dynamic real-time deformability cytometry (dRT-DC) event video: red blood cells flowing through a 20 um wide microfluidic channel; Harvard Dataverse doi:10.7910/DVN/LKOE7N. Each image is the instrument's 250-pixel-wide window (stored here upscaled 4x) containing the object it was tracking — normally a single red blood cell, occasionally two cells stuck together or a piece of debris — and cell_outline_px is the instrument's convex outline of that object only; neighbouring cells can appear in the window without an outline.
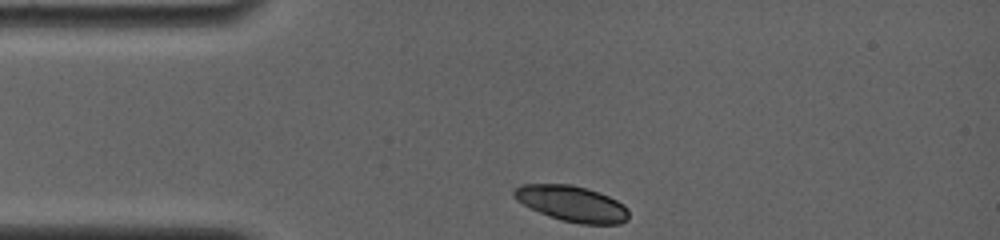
{"species": "common noctule bat (a hibernating species)", "species_latin": "Nyctalus noctula", "temperature_condition": "room temperature", "stored_images_in_passage": 64, "camera_frame_rate_fps": 4000, "um_per_image_px": 0.085, "animal": {"sex": "female", "body_mass_g": 19.0, "forearm_length_mm": 56.7}, "frame": {"image": 1, "passage_image": 1, "time_ms": 0.0, "image_size_px": [1000, 240], "cell_outline_px": [[628, 220], [620, 224], [580, 224], [560, 220], [548, 216], [516, 200], [512, 196], [512, 188], [520, 184], [572, 184], [588, 188], [608, 196], [624, 204], [628, 208]], "centroid_in_image_um": [48.6, 17.3], "position_along_channel_um": 36.4, "area_um2": 24.16}}
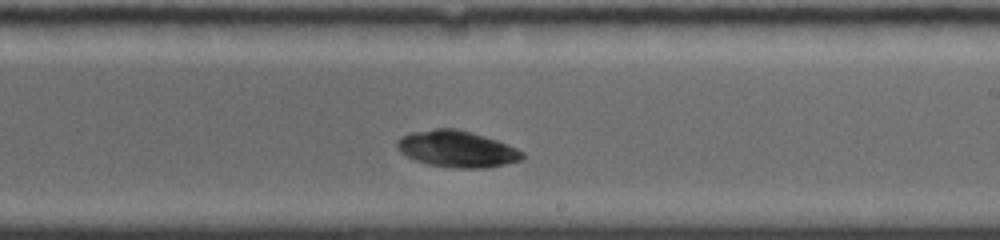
{"frame": {"image": 2, "passage_image": 33, "time_ms": 6.5, "image_size_px": [1000, 240], "cell_outline_px": [[524, 160], [484, 168], [456, 168], [428, 164], [416, 160], [400, 152], [396, 148], [396, 140], [400, 136], [408, 132], [436, 128], [456, 128], [472, 132], [496, 140], [516, 148], [524, 152]], "centroid_in_image_um": [38.81, 12.65], "position_along_channel_um": 250.2, "area_um2": 26.76}}
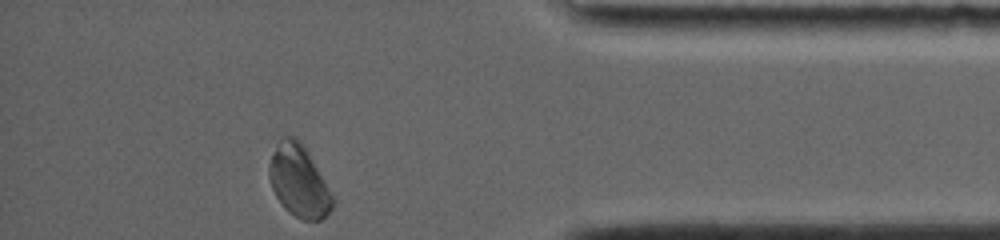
{"frame": {"image": 3, "passage_image": 63, "time_ms": 11.25, "image_size_px": [1000, 240], "cell_outline_px": [[336, 200], [332, 208], [320, 220], [304, 220], [288, 212], [284, 208], [276, 196], [272, 188], [268, 176], [268, 164], [280, 140], [284, 136], [292, 136], [308, 152]], "centroid_in_image_um": [25.41, 15.44], "position_along_channel_um": 409.8, "area_um2": 26.13}, "authors_computed_cell_mechanics": {"area_um2": 26.01, "velocity_mm_per_s": 3.7128, "shape_relaxation_time_tau1_ms": 8.8452, "shape_relaxation_time_tau2_ms": null, "deformation_change_tau1": 0.2362, "deformation_change_tau2": null}}